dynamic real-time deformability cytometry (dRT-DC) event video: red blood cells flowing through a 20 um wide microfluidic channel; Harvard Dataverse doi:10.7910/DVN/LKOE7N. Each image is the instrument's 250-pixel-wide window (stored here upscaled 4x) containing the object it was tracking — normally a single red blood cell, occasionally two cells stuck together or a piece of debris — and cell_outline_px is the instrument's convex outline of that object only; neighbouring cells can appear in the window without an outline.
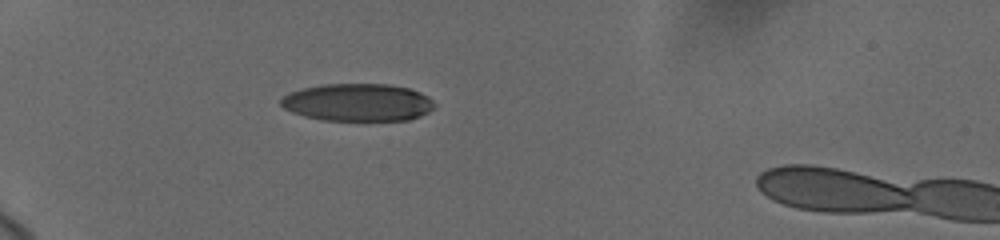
{"species": "human", "species_latin": "Homo sapiens", "temperature_condition": "cold", "stored_images_in_passage": 39, "camera_frame_rate_fps": 3000, "um_per_image_px": 0.085, "donor": {"sex": "female"}, "frame": {"image": 1, "passage_image": 1, "time_ms": 0.0, "image_size_px": [1000, 240], "cell_outline_px": [[436, 104], [428, 112], [420, 116], [408, 120], [320, 120], [304, 116], [292, 112], [284, 108], [280, 104], [280, 100], [288, 92], [304, 88], [324, 84], [388, 84], [408, 88], [420, 92], [428, 96]], "centroid_in_image_um": [30.4, 8.7], "position_along_channel_um": 54.6, "area_um2": 33.64}}
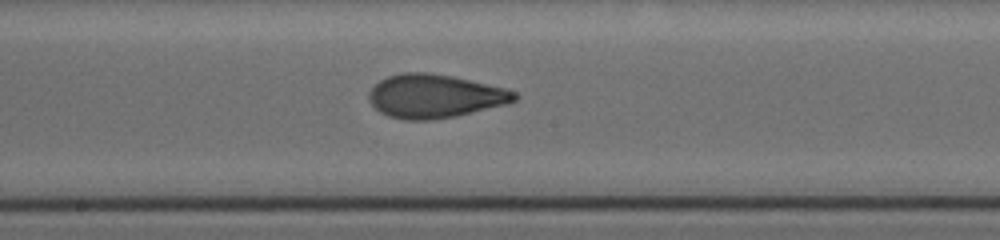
{"frame": {"image": 2, "passage_image": 17, "time_ms": 5.0, "image_size_px": [1000, 240], "cell_outline_px": [[520, 96], [516, 100], [508, 104], [456, 116], [432, 120], [404, 120], [388, 116], [380, 112], [368, 100], [368, 92], [380, 80], [388, 76], [400, 72], [428, 72], [452, 76], [504, 88], [516, 92]], "centroid_in_image_um": [36.95, 8.17], "position_along_channel_um": 211.2, "area_um2": 37.11}}
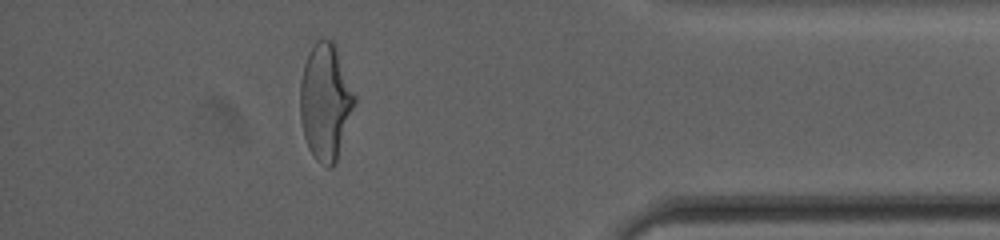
{"frame": {"image": 3, "passage_image": 35, "time_ms": 11.0, "image_size_px": [1000, 240], "cell_outline_px": [[356, 100], [336, 160], [332, 168], [328, 168], [316, 160], [308, 148], [304, 136], [300, 120], [300, 80], [304, 64], [316, 40], [332, 40], [336, 48], [356, 96]], "centroid_in_image_um": [27.64, 8.67], "position_along_channel_um": 407.6, "area_um2": 36.41}, "authors_computed_cell_mechanics": {"area_um2": 36.414, "velocity_mm_per_s": 3.6989, "shape_relaxation_time_tau1_ms": 4.6306, "shape_relaxation_time_tau2_ms": 1.0613, "deformation_change_tau1": 0.1868, "deformation_change_tau2": 0.0626}}